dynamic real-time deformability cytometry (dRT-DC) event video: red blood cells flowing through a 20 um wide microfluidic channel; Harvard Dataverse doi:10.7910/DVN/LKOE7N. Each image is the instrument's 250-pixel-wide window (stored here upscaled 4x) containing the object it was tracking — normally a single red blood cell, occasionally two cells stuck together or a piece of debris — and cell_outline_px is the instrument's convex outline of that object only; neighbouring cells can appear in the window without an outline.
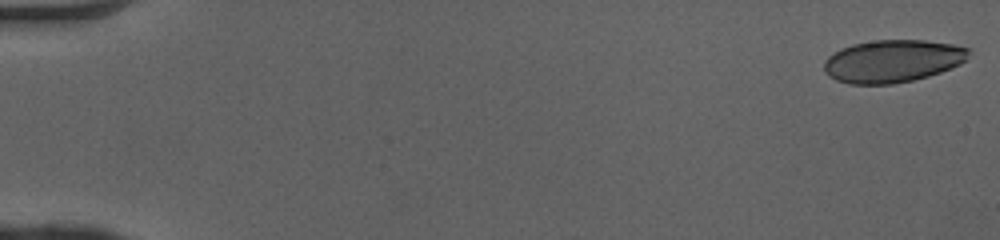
{"species": "human", "species_latin": "Homo sapiens", "temperature_condition": "cold", "stored_images_in_passage": 48, "camera_frame_rate_fps": 3000, "um_per_image_px": 0.085, "donor": {"sex": "female"}, "frame": {"image": 1, "passage_image": 1, "time_ms": 0.0, "image_size_px": [1000, 240], "cell_outline_px": [[968, 52], [964, 60], [960, 64], [952, 68], [928, 76], [912, 80], [892, 84], [848, 84], [836, 80], [828, 76], [824, 72], [824, 60], [828, 56], [840, 48], [852, 44], [876, 40], [924, 40], [952, 44], [968, 48]], "centroid_in_image_um": [75.81, 5.19], "position_along_channel_um": 9.2, "area_um2": 35.89}}
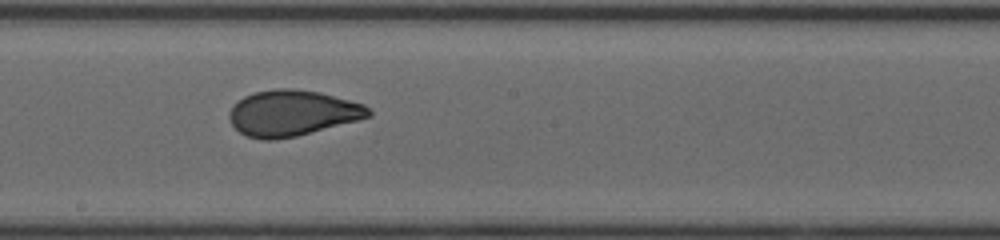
{"frame": {"image": 2, "passage_image": 29, "time_ms": 9.333, "image_size_px": [1000, 240], "cell_outline_px": [[372, 116], [296, 136], [276, 140], [264, 140], [244, 136], [232, 124], [228, 116], [228, 112], [244, 96], [256, 92], [276, 88], [292, 88], [320, 92], [364, 104], [372, 112]], "centroid_in_image_um": [24.83, 9.61], "position_along_channel_um": 223.4, "area_um2": 36.99}}
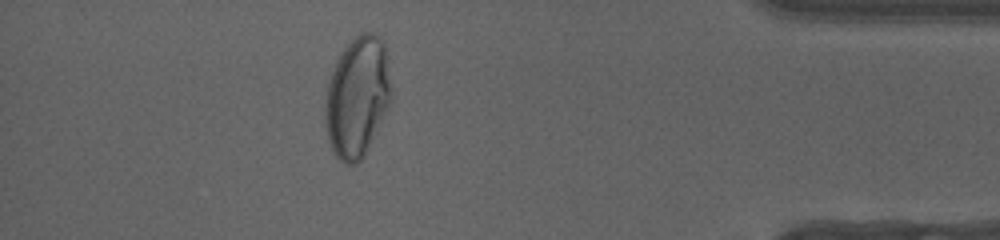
{"frame": {"image": 3, "passage_image": 45, "time_ms": 14.667, "image_size_px": [1000, 240], "cell_outline_px": [[392, 100], [364, 156], [356, 164], [344, 164], [336, 156], [328, 140], [324, 120], [324, 104], [328, 80], [336, 60], [340, 52], [360, 32], [372, 32], [380, 36], [384, 44], [392, 88]], "centroid_in_image_um": [30.36, 8.23], "position_along_channel_um": 404.8, "area_um2": 46.82}, "authors_computed_cell_mechanics": {"area_um2": 37.0209, "velocity_mm_per_s": 4.0981, "shape_relaxation_time_tau1_ms": 6.8701, "shape_relaxation_time_tau2_ms": null, "deformation_change_tau1": 0.205, "deformation_change_tau2": null}}